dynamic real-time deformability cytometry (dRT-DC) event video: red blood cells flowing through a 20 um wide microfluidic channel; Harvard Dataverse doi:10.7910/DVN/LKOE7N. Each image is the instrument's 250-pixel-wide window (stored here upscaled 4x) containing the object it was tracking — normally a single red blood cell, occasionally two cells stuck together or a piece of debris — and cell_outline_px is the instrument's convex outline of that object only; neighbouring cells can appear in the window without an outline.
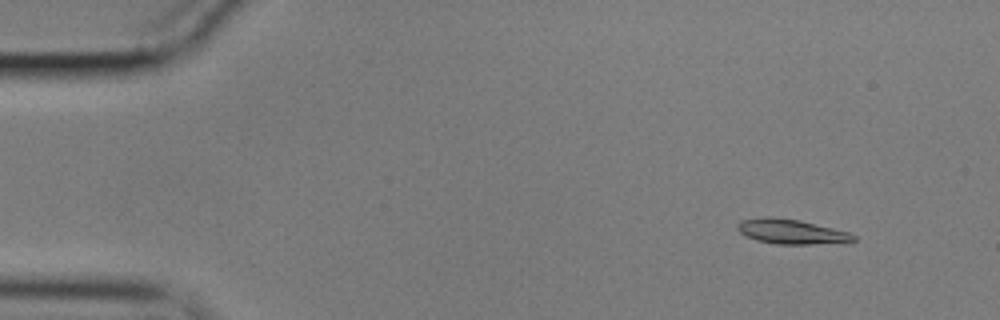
{"species": "common noctule bat (a hibernating species)", "species_latin": "Nyctalus noctula", "temperature_condition": "cold", "stored_images_in_passage": 55, "camera_frame_rate_fps": 3000, "um_per_image_px": 0.085, "animal": {"sex": "male", "body_mass_g": 17.9}, "frame": {"image": 1, "passage_image": 5, "time_ms": 1.333, "image_size_px": [1000, 320], "cell_outline_px": [[856, 240], [844, 244], [776, 244], [756, 240], [744, 236], [736, 228], [736, 224], [740, 220], [768, 216], [772, 216], [800, 220], [848, 232], [856, 236]], "centroid_in_image_um": [67.27, 19.7], "position_along_channel_um": 17.7, "area_um2": 17.11}}
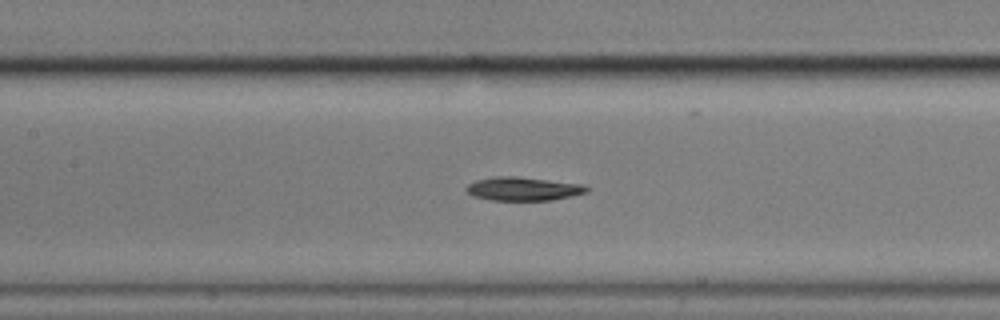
{"frame": {"image": 2, "passage_image": 25, "time_ms": 8.0, "image_size_px": [1000, 320], "cell_outline_px": [[588, 192], [572, 196], [552, 200], [492, 200], [472, 196], [464, 188], [468, 184], [476, 180], [492, 176], [516, 176], [580, 184], [588, 188]], "centroid_in_image_um": [44.42, 16.05], "position_along_channel_um": 163.0, "area_um2": 16.47}}
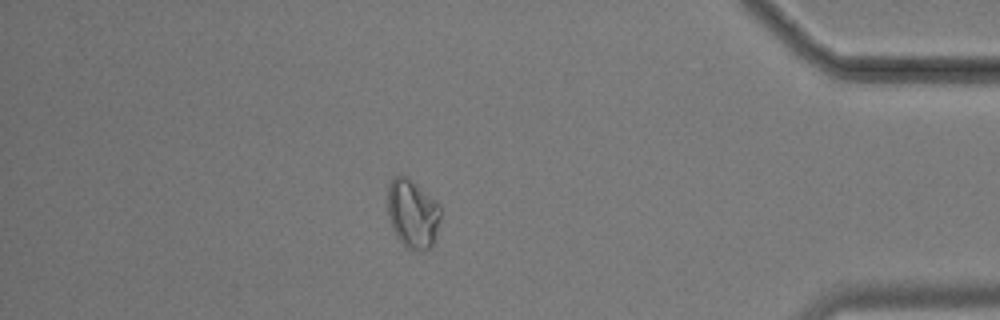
{"frame": {"image": 3, "passage_image": 48, "time_ms": 15.667, "image_size_px": [1000, 320], "cell_outline_px": [[440, 220], [432, 244], [424, 252], [404, 248], [396, 236], [392, 228], [388, 216], [388, 184], [396, 176], [404, 176], [436, 200], [440, 204]], "centroid_in_image_um": [35.06, 18.21], "position_along_channel_um": 400.1, "area_um2": 21.1}, "authors_computed_cell_mechanics": {"area_um2": 16.8198, "velocity_mm_per_s": 3.5784, "shape_relaxation_time_tau1_ms": 8.4049, "shape_relaxation_time_tau2_ms": null, "deformation_change_tau1": 0.1226, "deformation_change_tau2": null}}